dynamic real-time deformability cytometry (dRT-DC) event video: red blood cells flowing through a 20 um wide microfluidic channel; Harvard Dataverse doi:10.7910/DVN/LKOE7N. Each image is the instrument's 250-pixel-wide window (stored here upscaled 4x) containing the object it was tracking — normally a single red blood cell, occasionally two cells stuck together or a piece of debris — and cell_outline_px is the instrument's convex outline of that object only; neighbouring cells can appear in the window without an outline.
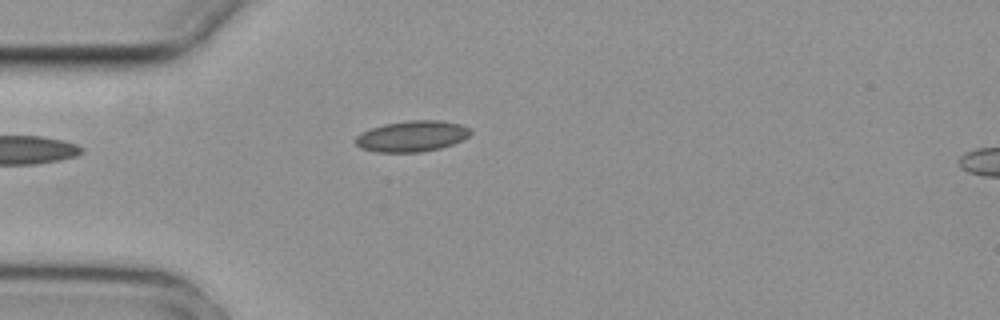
{"species": "common noctule bat (a hibernating species)", "species_latin": "Nyctalus noctula", "temperature_condition": "cold", "stored_images_in_passage": 3, "camera_frame_rate_fps": 3000, "um_per_image_px": 0.085, "animal": {"sex": "female", "body_mass_g": 29.2, "forearm_length_mm": 56.3}, "frame": {"image": 1, "passage_image": 1, "time_ms": 0.0, "image_size_px": [1000, 320], "cell_outline_px": [[472, 132], [468, 136], [452, 144], [440, 148], [420, 152], [376, 152], [360, 148], [352, 140], [360, 132], [368, 128], [384, 124], [408, 120], [440, 120], [460, 124], [472, 128]], "centroid_in_image_um": [34.97, 11.57], "position_along_channel_um": 50.0, "area_um2": 20.98}}